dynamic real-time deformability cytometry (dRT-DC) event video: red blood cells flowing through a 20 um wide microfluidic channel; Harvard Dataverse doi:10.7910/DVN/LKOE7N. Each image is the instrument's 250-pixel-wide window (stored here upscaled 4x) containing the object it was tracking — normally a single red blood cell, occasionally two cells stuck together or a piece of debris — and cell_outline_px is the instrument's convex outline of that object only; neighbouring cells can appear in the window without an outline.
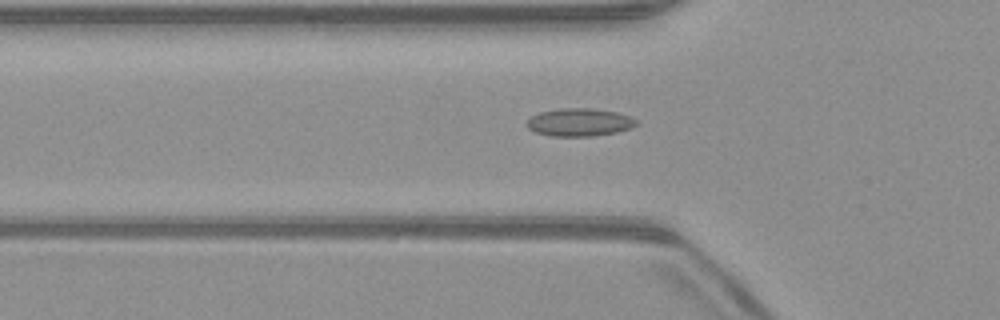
{"species": "common noctule bat (a hibernating species)", "species_latin": "Nyctalus noctula", "temperature_condition": "warm", "stored_images_in_passage": 46, "camera_frame_rate_fps": 3000, "um_per_image_px": 0.085, "animal": {"sex": "male", "body_mass_g": 23.1, "forearm_length_mm": 52.7}, "frame": {"image": 1, "passage_image": 17, "time_ms": 5.333, "image_size_px": [1000, 320], "cell_outline_px": [[640, 124], [632, 128], [616, 132], [592, 136], [552, 136], [536, 132], [528, 128], [528, 120], [532, 116], [540, 112], [560, 108], [592, 108], [620, 112], [632, 116]], "centroid_in_image_um": [49.33, 10.38], "position_along_channel_um": 76.5, "area_um2": 17.92}}
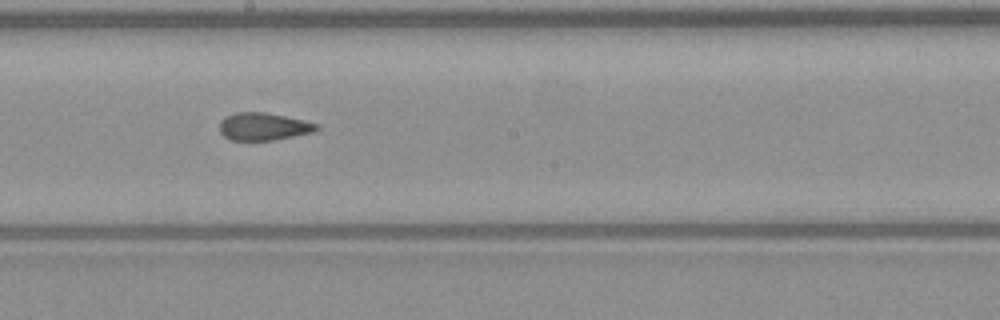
{"frame": {"image": 2, "passage_image": 28, "time_ms": 9.0, "image_size_px": [1000, 320], "cell_outline_px": [[320, 128], [312, 132], [276, 140], [232, 140], [224, 136], [220, 132], [220, 120], [224, 116], [236, 112], [264, 112], [304, 120], [320, 124]], "centroid_in_image_um": [22.4, 10.75], "position_along_channel_um": 225.8, "area_um2": 15.66}}
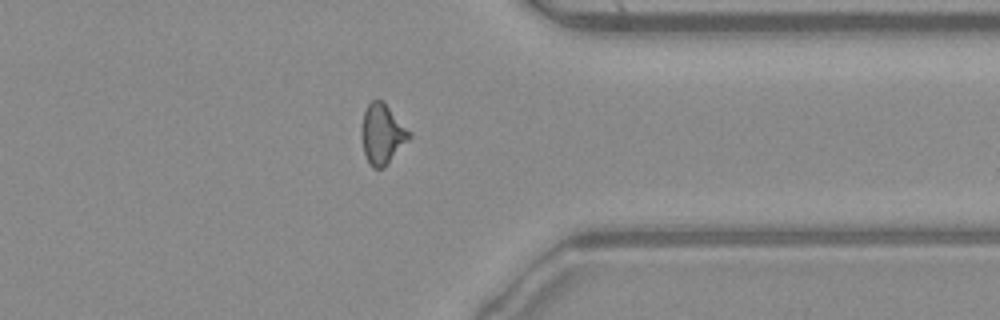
{"frame": {"image": 3, "passage_image": 40, "time_ms": 13.0, "image_size_px": [1000, 320], "cell_outline_px": [[412, 136], [384, 168], [372, 168], [364, 152], [360, 132], [364, 112], [368, 104], [376, 96], [384, 100], [412, 132]], "centroid_in_image_um": [32.51, 11.33], "position_along_channel_um": 378.9, "area_um2": 17.11}}